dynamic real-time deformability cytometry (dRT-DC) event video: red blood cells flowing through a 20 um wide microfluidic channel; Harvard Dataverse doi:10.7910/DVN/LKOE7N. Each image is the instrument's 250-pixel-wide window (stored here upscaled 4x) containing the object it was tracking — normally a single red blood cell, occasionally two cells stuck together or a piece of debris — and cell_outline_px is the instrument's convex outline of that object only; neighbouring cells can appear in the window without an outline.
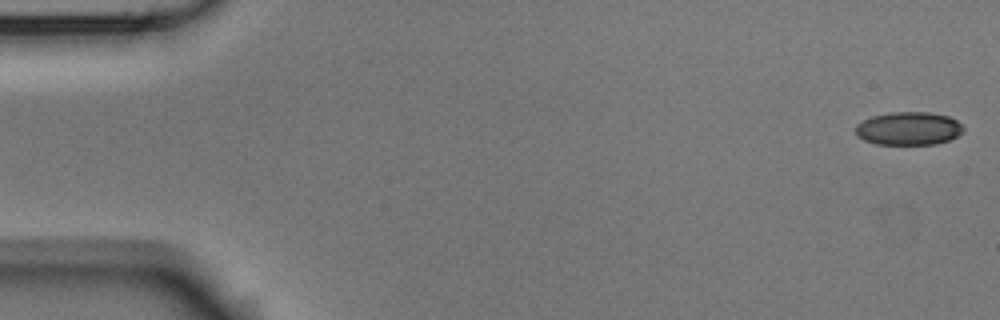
{"species": "Egyptian fruit bat (a non-hibernating species)", "species_latin": "Rousettus aegyptiacus", "temperature_condition": "room temperature", "stored_images_in_passage": 4, "camera_frame_rate_fps": 3000, "um_per_image_px": 0.085, "animal": {"sex": "male"}, "frame": {"image": 1, "passage_image": 1, "time_ms": 0.0, "image_size_px": [1000, 320], "cell_outline_px": [[964, 132], [948, 140], [936, 144], [876, 144], [864, 140], [856, 136], [856, 124], [872, 116], [888, 112], [928, 112], [948, 116], [956, 120], [964, 128]], "centroid_in_image_um": [77.22, 10.92], "position_along_channel_um": 7.8, "area_um2": 20.87}}
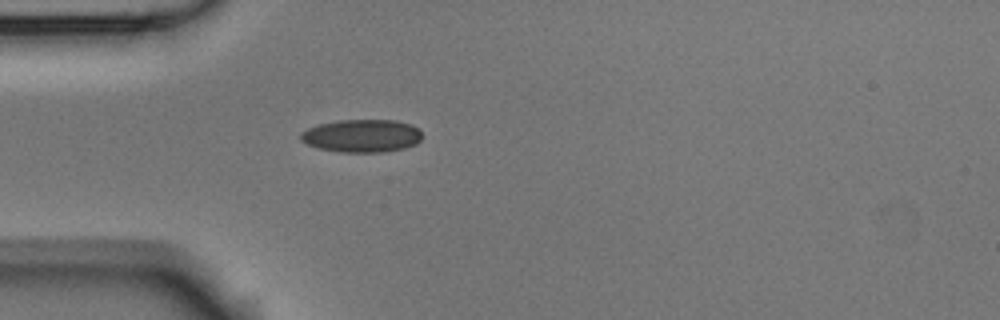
{"frame": {"image": 2, "passage_image": 4, "time_ms": 1.0, "image_size_px": [1000, 320], "cell_outline_px": [[420, 140], [416, 144], [404, 148], [384, 152], [340, 152], [320, 148], [308, 144], [300, 140], [300, 132], [308, 128], [320, 124], [340, 120], [396, 120], [412, 124], [420, 128]], "centroid_in_image_um": [30.78, 11.54], "position_along_channel_um": 54.2, "area_um2": 23.29}}